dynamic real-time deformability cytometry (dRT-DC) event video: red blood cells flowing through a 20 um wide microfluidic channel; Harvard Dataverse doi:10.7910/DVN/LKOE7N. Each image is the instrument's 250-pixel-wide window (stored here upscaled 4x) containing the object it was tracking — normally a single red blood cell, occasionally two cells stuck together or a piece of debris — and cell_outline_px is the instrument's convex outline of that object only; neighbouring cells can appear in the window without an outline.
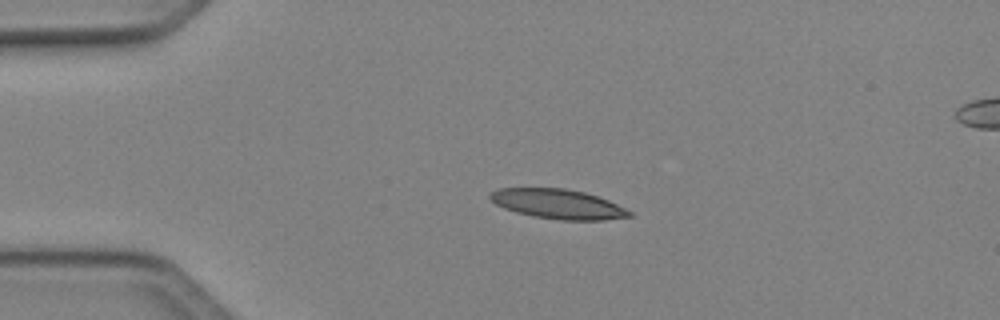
{"species": "Egyptian fruit bat (a non-hibernating species)", "species_latin": "Rousettus aegyptiacus", "temperature_condition": "cold", "stored_images_in_passage": 39, "camera_frame_rate_fps": 3000, "um_per_image_px": 0.085, "animal": {"sex": "female"}, "frame": {"image": 1, "passage_image": 1, "time_ms": 0.0, "image_size_px": [1000, 320], "cell_outline_px": [[632, 216], [604, 220], [560, 220], [536, 216], [516, 212], [504, 208], [496, 204], [488, 196], [496, 188], [564, 188], [584, 192], [608, 200], [632, 212]], "centroid_in_image_um": [47.42, 17.34], "position_along_channel_um": 37.6, "area_um2": 23.81}}
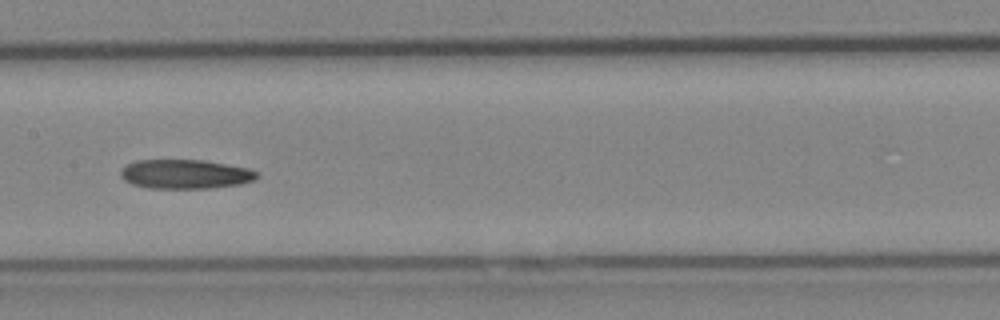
{"frame": {"image": 2, "passage_image": 15, "time_ms": 4.667, "image_size_px": [1000, 320], "cell_outline_px": [[260, 176], [252, 180], [240, 184], [208, 188], [148, 188], [132, 184], [124, 180], [120, 176], [120, 172], [128, 164], [136, 160], [204, 160], [248, 168], [260, 172]], "centroid_in_image_um": [15.76, 14.8], "position_along_channel_um": 191.6, "area_um2": 23.18}}
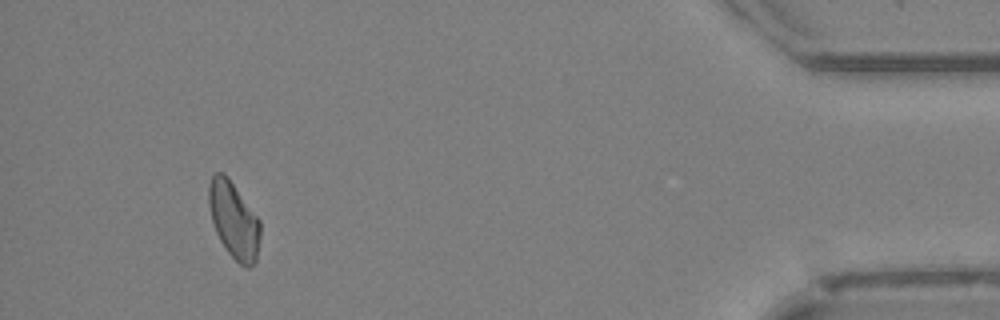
{"frame": {"image": 3, "passage_image": 36, "time_ms": 11.667, "image_size_px": [1000, 320], "cell_outline_px": [[260, 236], [256, 260], [248, 268], [244, 268], [228, 252], [220, 240], [216, 232], [212, 220], [208, 204], [208, 184], [212, 176], [216, 172], [224, 172], [228, 176], [260, 220]], "centroid_in_image_um": [19.87, 18.68], "position_along_channel_um": 415.3, "area_um2": 22.95}}